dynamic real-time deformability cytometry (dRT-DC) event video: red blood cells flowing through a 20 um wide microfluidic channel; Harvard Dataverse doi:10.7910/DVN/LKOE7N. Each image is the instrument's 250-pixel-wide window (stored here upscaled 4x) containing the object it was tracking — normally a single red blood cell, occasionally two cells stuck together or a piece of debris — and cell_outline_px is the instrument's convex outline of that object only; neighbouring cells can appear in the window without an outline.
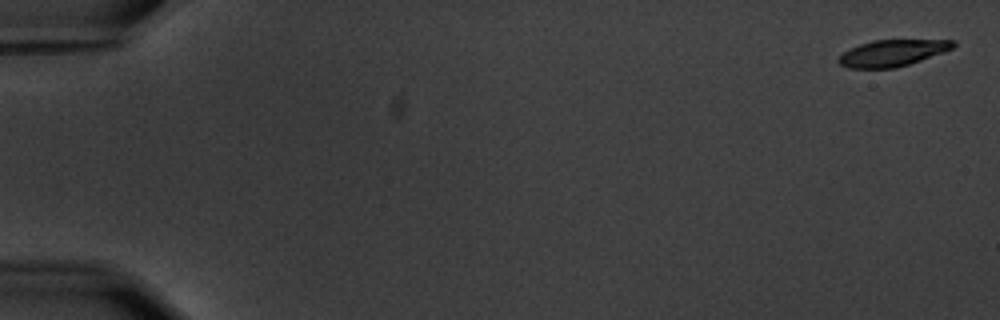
{"species": "common noctule bat (a hibernating species)", "species_latin": "Nyctalus noctula", "temperature_condition": "warm", "stored_images_in_passage": 7, "camera_frame_rate_fps": 3000, "um_per_image_px": 0.085, "animal": {"sex": "male", "body_mass_g": 20.1, "forearm_length_mm": 53.5}, "frame": {"image": 1, "passage_image": 1, "time_ms": 0.0, "image_size_px": [1000, 320], "cell_outline_px": [[956, 44], [952, 48], [920, 60], [896, 68], [848, 68], [840, 64], [836, 60], [844, 52], [860, 44], [872, 40], [956, 40]], "centroid_in_image_um": [75.82, 4.5], "position_along_channel_um": 9.2, "area_um2": 17.4}}
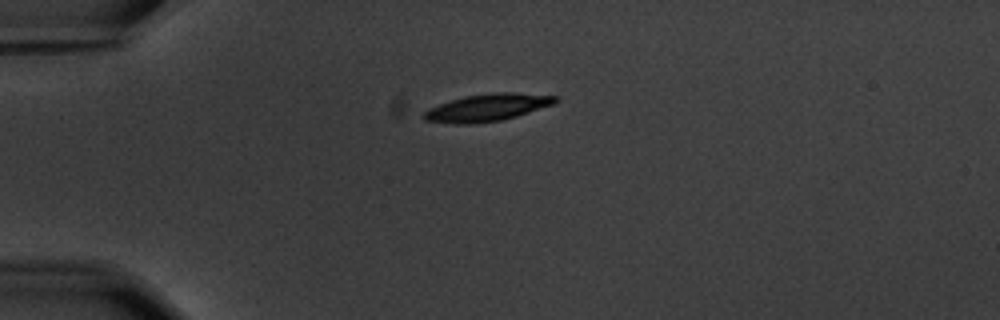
{"frame": {"image": 2, "passage_image": 5, "time_ms": 4.667, "image_size_px": [1000, 320], "cell_outline_px": [[560, 100], [552, 104], [516, 116], [500, 120], [472, 124], [456, 124], [424, 120], [420, 116], [428, 108], [464, 96], [492, 92], [512, 92], [560, 96]], "centroid_in_image_um": [41.41, 9.13], "position_along_channel_um": 43.6, "area_um2": 20.87}}
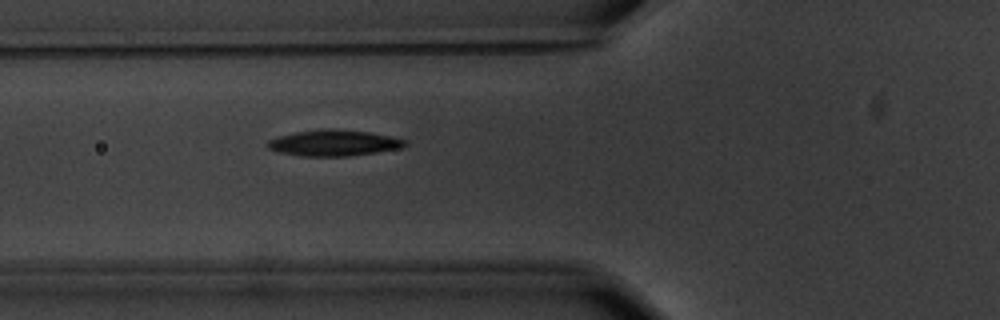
{"frame": {"image": 3, "passage_image": 7, "time_ms": 7.0, "image_size_px": [1000, 320], "cell_outline_px": [[408, 144], [404, 148], [348, 156], [304, 156], [280, 152], [268, 148], [264, 144], [268, 140], [280, 136], [296, 132], [320, 128], [332, 128], [372, 132], [408, 140]], "centroid_in_image_um": [28.42, 12.14], "position_along_channel_um": 97.4, "area_um2": 21.1}}